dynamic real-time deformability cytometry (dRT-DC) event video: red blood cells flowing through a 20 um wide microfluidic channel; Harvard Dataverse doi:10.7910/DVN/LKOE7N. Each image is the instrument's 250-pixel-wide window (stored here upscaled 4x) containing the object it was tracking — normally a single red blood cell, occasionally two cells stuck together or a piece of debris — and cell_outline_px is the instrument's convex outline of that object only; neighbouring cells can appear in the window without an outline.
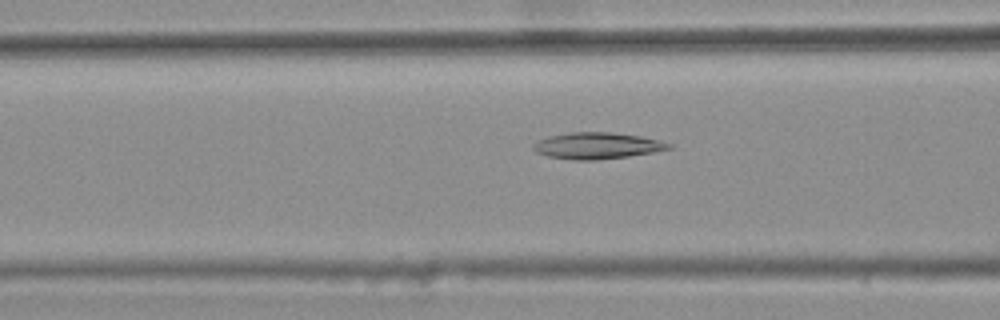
{"species": "common noctule bat (a hibernating species)", "species_latin": "Nyctalus noctula", "temperature_condition": "warm", "stored_images_in_passage": 48, "camera_frame_rate_fps": 3000, "um_per_image_px": 0.085, "animal": {"sex": "female", "body_mass_g": 25.1}, "frame": {"image": 1, "passage_image": 21, "time_ms": 6.667, "image_size_px": [1000, 320], "cell_outline_px": [[672, 148], [652, 152], [628, 156], [596, 160], [572, 160], [548, 156], [536, 152], [532, 148], [532, 144], [536, 140], [548, 136], [572, 132], [612, 132], [640, 136], [672, 144]], "centroid_in_image_um": [50.69, 12.38], "position_along_channel_um": 115.9, "area_um2": 20.81}}
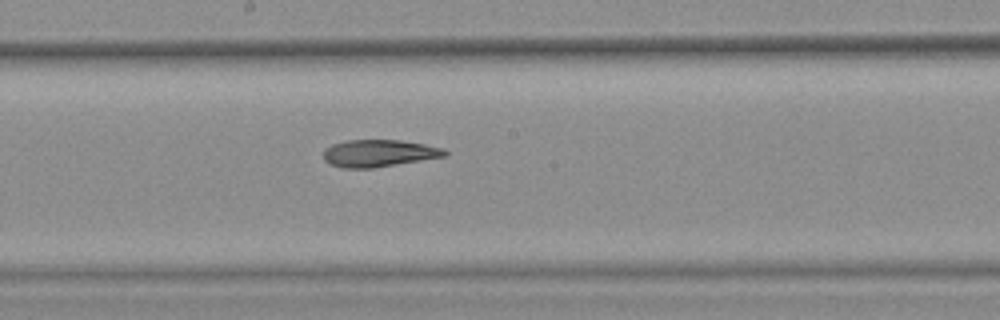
{"frame": {"image": 2, "passage_image": 29, "time_ms": 9.333, "image_size_px": [1000, 320], "cell_outline_px": [[448, 156], [372, 168], [344, 168], [332, 164], [324, 160], [324, 148], [332, 144], [348, 140], [400, 140], [424, 144], [444, 148], [448, 152]], "centroid_in_image_um": [32.23, 13.02], "position_along_channel_um": 216.0, "area_um2": 19.19}}
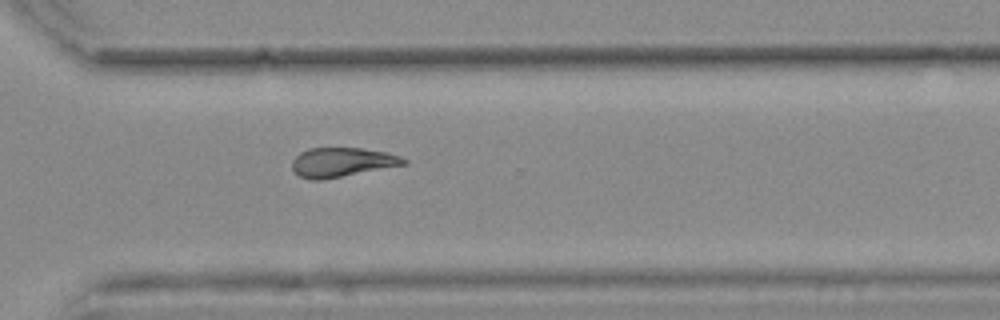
{"frame": {"image": 3, "passage_image": 39, "time_ms": 12.667, "image_size_px": [1000, 320], "cell_outline_px": [[408, 164], [320, 180], [308, 180], [300, 176], [292, 168], [292, 160], [300, 152], [308, 148], [360, 148], [388, 152], [400, 156], [408, 160]], "centroid_in_image_um": [29.08, 13.78], "position_along_channel_um": 341.5, "area_um2": 19.07}}